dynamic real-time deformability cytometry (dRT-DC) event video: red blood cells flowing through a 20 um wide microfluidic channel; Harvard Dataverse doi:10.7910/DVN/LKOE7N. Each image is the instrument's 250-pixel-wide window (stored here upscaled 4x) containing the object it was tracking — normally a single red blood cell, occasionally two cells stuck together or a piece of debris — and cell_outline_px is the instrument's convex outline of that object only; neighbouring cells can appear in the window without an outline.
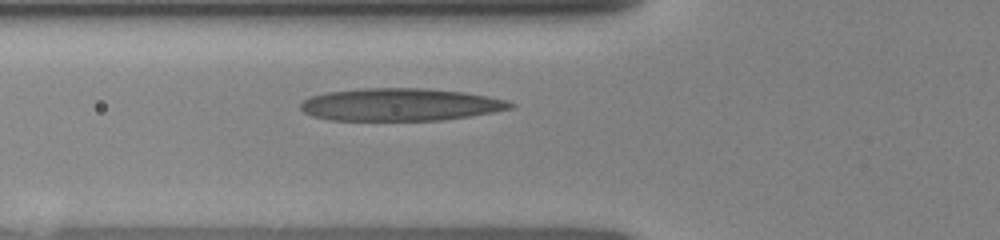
{"species": "human", "species_latin": "Homo sapiens", "temperature_condition": "room temperature", "stored_images_in_passage": 4, "camera_frame_rate_fps": 3000, "um_per_image_px": 0.085, "donor": {"sex": "female"}, "frame": {"image": 1, "passage_image": 2, "time_ms": 0.667, "image_size_px": [1000, 240], "cell_outline_px": [[516, 104], [512, 108], [472, 116], [440, 120], [328, 120], [312, 116], [304, 112], [300, 108], [300, 104], [304, 100], [312, 96], [328, 92], [360, 88], [424, 88], [464, 92], [508, 100]], "centroid_in_image_um": [34.03, 8.89], "position_along_channel_um": 91.8, "area_um2": 39.82}}
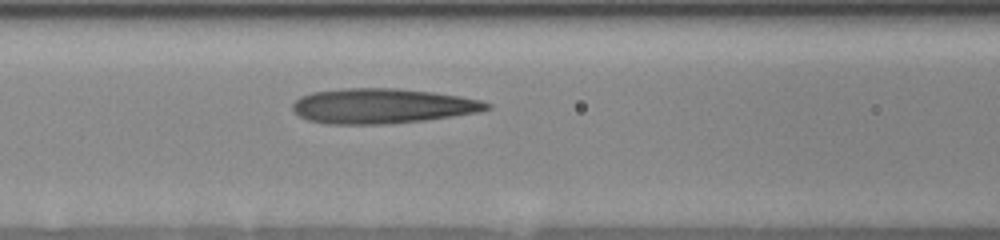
{"frame": {"image": 2, "passage_image": 4, "time_ms": 1.667, "image_size_px": [1000, 240], "cell_outline_px": [[492, 108], [476, 112], [452, 116], [424, 120], [384, 124], [328, 124], [308, 120], [300, 116], [292, 108], [292, 104], [300, 96], [312, 92], [344, 88], [396, 88], [432, 92], [460, 96], [480, 100], [492, 104]], "centroid_in_image_um": [32.48, 9.0], "position_along_channel_um": 134.1, "area_um2": 39.48}}